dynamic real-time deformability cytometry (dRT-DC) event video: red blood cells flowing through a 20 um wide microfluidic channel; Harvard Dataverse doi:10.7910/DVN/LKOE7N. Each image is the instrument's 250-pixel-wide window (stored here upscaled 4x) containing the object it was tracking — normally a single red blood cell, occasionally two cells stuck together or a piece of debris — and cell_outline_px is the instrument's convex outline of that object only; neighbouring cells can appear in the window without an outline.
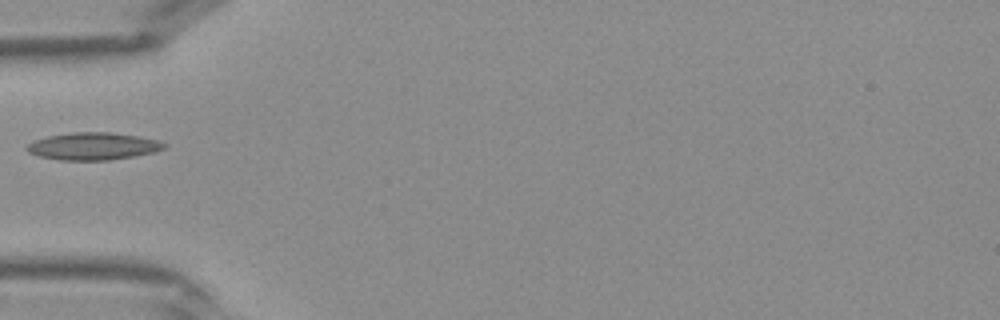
{"species": "Egyptian fruit bat (a non-hibernating species)", "species_latin": "Rousettus aegyptiacus", "temperature_condition": "warm", "stored_images_in_passage": 18, "camera_frame_rate_fps": 3000, "um_per_image_px": 0.085, "frame": {"image": 1, "passage_image": 1, "time_ms": 0.0, "image_size_px": [1000, 320], "cell_outline_px": [[168, 144], [164, 148], [156, 152], [108, 160], [60, 160], [40, 156], [28, 152], [24, 148], [28, 144], [36, 140], [48, 136], [72, 132], [112, 132], [160, 140]], "centroid_in_image_um": [7.94, 12.42], "position_along_channel_um": 77.1, "area_um2": 21.85}}
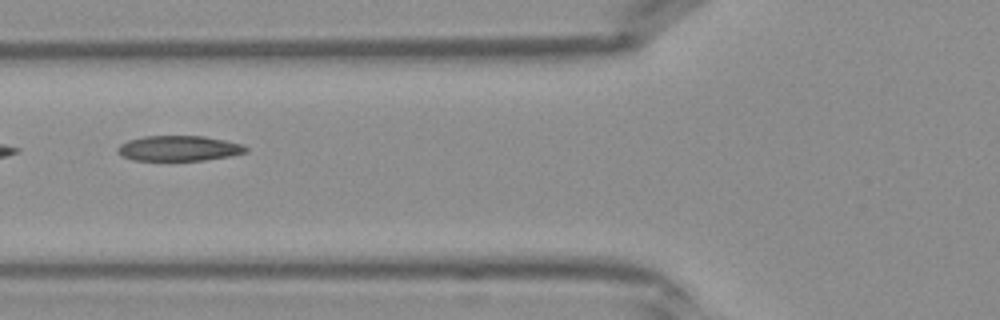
{"frame": {"image": 2, "passage_image": 3, "time_ms": 0.667, "image_size_px": [1000, 320], "cell_outline_px": [[248, 152], [232, 156], [204, 160], [136, 160], [124, 156], [116, 152], [116, 148], [120, 144], [128, 140], [144, 136], [204, 136], [244, 144], [248, 148]], "centroid_in_image_um": [15.24, 12.6], "position_along_channel_um": 110.6, "area_um2": 18.96}}